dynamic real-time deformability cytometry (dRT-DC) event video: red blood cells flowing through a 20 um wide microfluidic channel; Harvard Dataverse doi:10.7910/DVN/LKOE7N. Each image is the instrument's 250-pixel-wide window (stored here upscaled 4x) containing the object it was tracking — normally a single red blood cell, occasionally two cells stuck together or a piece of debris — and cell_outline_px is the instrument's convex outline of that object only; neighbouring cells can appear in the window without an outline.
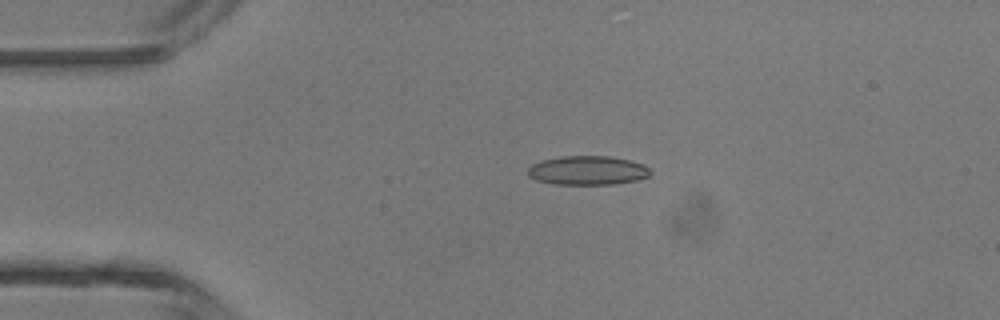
{"species": "common noctule bat (a hibernating species)", "species_latin": "Nyctalus noctula", "temperature_condition": "room temperature", "stored_images_in_passage": 3, "camera_frame_rate_fps": 3000, "um_per_image_px": 0.085, "animal": {"sex": "male", "body_mass_g": 13.3}, "frame": {"image": 1, "passage_image": 2, "time_ms": 0.333, "image_size_px": [1000, 320], "cell_outline_px": [[652, 172], [648, 176], [636, 180], [616, 184], [552, 184], [536, 180], [528, 176], [528, 168], [532, 164], [540, 160], [560, 156], [608, 156], [628, 160], [644, 164]], "centroid_in_image_um": [49.91, 14.48], "position_along_channel_um": 35.1, "area_um2": 20.81}}